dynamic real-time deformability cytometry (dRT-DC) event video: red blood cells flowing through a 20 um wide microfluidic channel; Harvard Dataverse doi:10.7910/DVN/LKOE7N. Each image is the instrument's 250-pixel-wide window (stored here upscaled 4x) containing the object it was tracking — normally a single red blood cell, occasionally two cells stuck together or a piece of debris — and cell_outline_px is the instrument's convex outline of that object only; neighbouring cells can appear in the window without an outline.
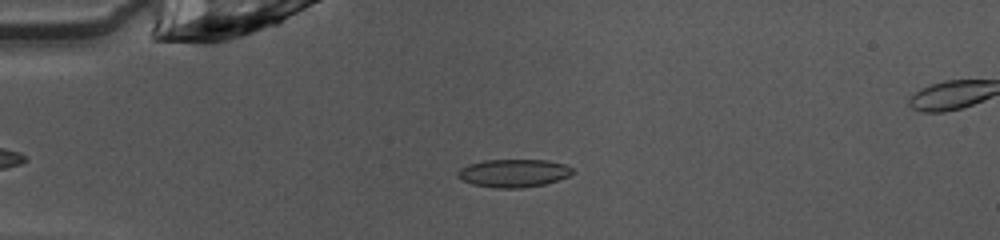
{"species": "common noctule bat (a hibernating species)", "species_latin": "Nyctalus noctula", "temperature_condition": "warm", "stored_images_in_passage": 43, "camera_frame_rate_fps": 3000, "um_per_image_px": 0.085, "animal": {"sex": "female", "body_mass_g": 10.0, "forearm_length_mm": 53.1}, "frame": {"image": 1, "passage_image": 6, "time_ms": 1.667, "image_size_px": [1000, 240], "cell_outline_px": [[576, 172], [568, 176], [544, 184], [520, 188], [492, 188], [472, 184], [456, 176], [456, 172], [460, 168], [468, 164], [484, 160], [548, 160], [564, 164], [572, 168]], "centroid_in_image_um": [43.63, 14.71], "position_along_channel_um": 41.4, "area_um2": 18.79}}
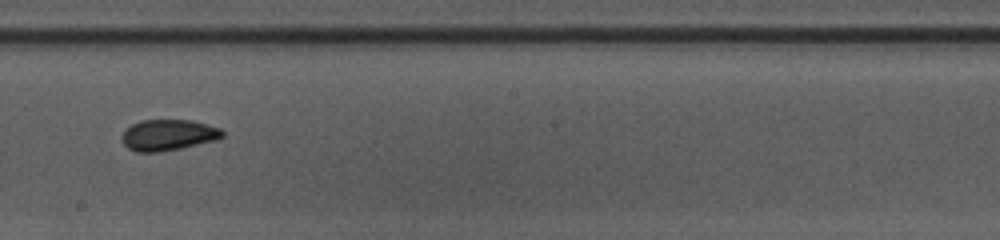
{"frame": {"image": 2, "passage_image": 22, "time_ms": 7.0, "image_size_px": [1000, 240], "cell_outline_px": [[224, 136], [216, 140], [180, 148], [160, 152], [136, 152], [128, 148], [124, 144], [120, 136], [124, 128], [140, 120], [192, 120], [220, 128], [224, 132]], "centroid_in_image_um": [14.26, 11.47], "position_along_channel_um": 233.9, "area_um2": 18.32}}
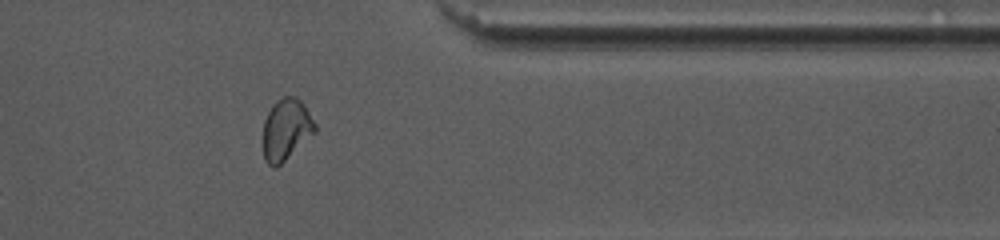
{"frame": {"image": 3, "passage_image": 34, "time_ms": 11.0, "image_size_px": [1000, 240], "cell_outline_px": [[316, 132], [276, 168], [272, 168], [264, 160], [264, 120], [272, 104], [284, 96], [296, 96], [304, 104], [316, 124]], "centroid_in_image_um": [24.33, 11.0], "position_along_channel_um": 387.1, "area_um2": 18.55}, "authors_computed_cell_mechanics": {"area_um2": 18.3226, "velocity_mm_per_s": 4.0602, "shape_relaxation_time_tau1_ms": null, "shape_relaxation_time_tau2_ms": 1.2679, "deformation_change_tau1": null, "deformation_change_tau2": 0.067}}